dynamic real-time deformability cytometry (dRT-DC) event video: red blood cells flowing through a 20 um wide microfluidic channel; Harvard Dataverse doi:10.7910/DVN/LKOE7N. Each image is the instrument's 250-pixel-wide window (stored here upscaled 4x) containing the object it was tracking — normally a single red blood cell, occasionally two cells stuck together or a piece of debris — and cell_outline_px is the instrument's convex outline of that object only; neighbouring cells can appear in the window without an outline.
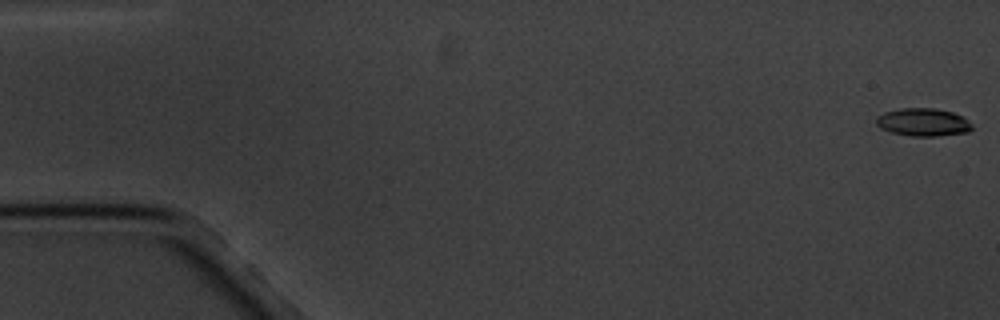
{"species": "common noctule bat (a hibernating species)", "species_latin": "Nyctalus noctula", "temperature_condition": "cold", "stored_images_in_passage": 6, "segment_of_instrument_passage": [1, 2], "camera_frame_rate_fps": 3000, "um_per_image_px": 0.085, "animal": {"sex": "male", "body_mass_g": 20.1, "forearm_length_mm": 53.5}, "frame": {"image": 1, "passage_image": 1, "time_ms": 0.0, "image_size_px": [1000, 320], "cell_outline_px": [[972, 128], [968, 132], [936, 136], [912, 136], [892, 132], [880, 128], [876, 124], [876, 116], [884, 112], [900, 108], [932, 108], [952, 112], [964, 116], [972, 124]], "centroid_in_image_um": [78.46, 10.38], "position_along_channel_um": 6.5, "area_um2": 15.61}}
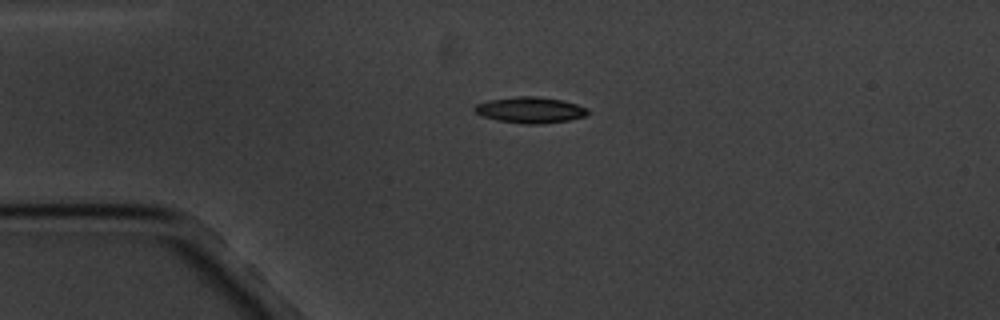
{"frame": {"image": 2, "passage_image": 4, "time_ms": 4.333, "image_size_px": [1000, 320], "cell_outline_px": [[588, 112], [584, 116], [568, 120], [540, 124], [524, 124], [496, 120], [480, 116], [472, 108], [476, 104], [488, 100], [516, 96], [536, 96], [564, 100], [588, 108]], "centroid_in_image_um": [45.03, 9.34], "position_along_channel_um": 40.0, "area_um2": 17.28}}